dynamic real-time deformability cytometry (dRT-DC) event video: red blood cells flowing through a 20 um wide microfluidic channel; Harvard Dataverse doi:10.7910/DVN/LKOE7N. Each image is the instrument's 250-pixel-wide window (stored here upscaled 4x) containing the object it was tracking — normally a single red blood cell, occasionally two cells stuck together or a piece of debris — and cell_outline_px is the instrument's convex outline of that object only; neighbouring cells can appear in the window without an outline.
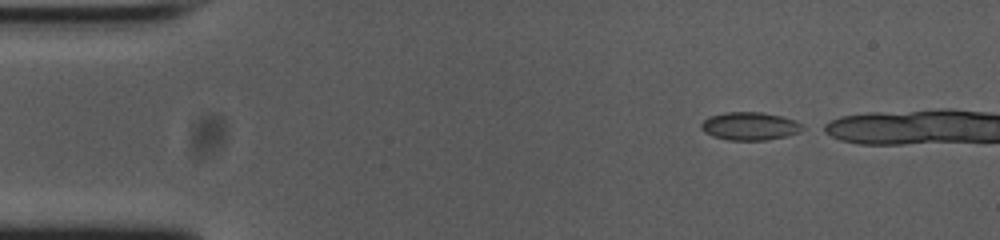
{"species": "common noctule bat (a hibernating species)", "species_latin": "Nyctalus noctula", "temperature_condition": "cold", "stored_images_in_passage": 37, "camera_frame_rate_fps": 3000, "um_per_image_px": 0.085, "animal": {"sex": "female", "body_mass_g": 23.0, "forearm_length_mm": 53.4}, "frame": {"image": 1, "passage_image": 1, "time_ms": 0.0, "image_size_px": [1000, 240], "cell_outline_px": [[808, 128], [800, 132], [788, 136], [768, 140], [728, 140], [712, 136], [704, 132], [700, 128], [700, 124], [704, 120], [712, 116], [724, 112], [764, 112], [784, 116], [796, 120], [804, 124]], "centroid_in_image_um": [63.82, 10.72], "position_along_channel_um": 21.2, "area_um2": 16.99}}
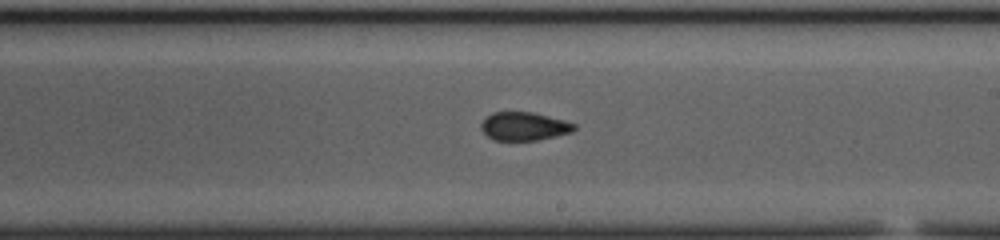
{"frame": {"image": 2, "passage_image": 25, "time_ms": 8.0, "image_size_px": [1000, 240], "cell_outline_px": [[576, 128], [572, 132], [536, 140], [496, 140], [488, 136], [480, 128], [480, 124], [492, 112], [532, 112], [564, 120], [576, 124]], "centroid_in_image_um": [44.55, 10.73], "position_along_channel_um": 244.4, "area_um2": 15.2}}
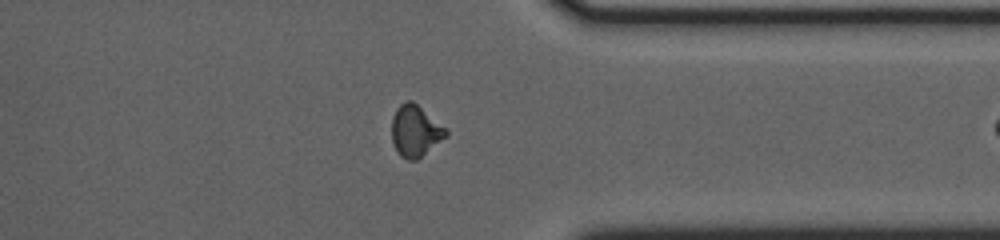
{"frame": {"image": 3, "passage_image": 36, "time_ms": 11.667, "image_size_px": [1000, 240], "cell_outline_px": [[448, 136], [416, 160], [408, 160], [400, 156], [396, 152], [392, 140], [392, 116], [396, 108], [404, 100], [412, 100], [448, 128]], "centroid_in_image_um": [35.31, 11.11], "position_along_channel_um": 376.1, "area_um2": 16.59}}